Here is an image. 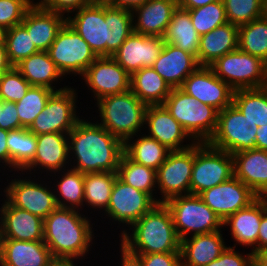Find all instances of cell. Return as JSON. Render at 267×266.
Returning a JSON list of instances; mask_svg holds the SVG:
<instances>
[{
	"instance_id": "cell-28",
	"label": "cell",
	"mask_w": 267,
	"mask_h": 266,
	"mask_svg": "<svg viewBox=\"0 0 267 266\" xmlns=\"http://www.w3.org/2000/svg\"><path fill=\"white\" fill-rule=\"evenodd\" d=\"M52 260L43 241L1 239L0 266H48Z\"/></svg>"
},
{
	"instance_id": "cell-50",
	"label": "cell",
	"mask_w": 267,
	"mask_h": 266,
	"mask_svg": "<svg viewBox=\"0 0 267 266\" xmlns=\"http://www.w3.org/2000/svg\"><path fill=\"white\" fill-rule=\"evenodd\" d=\"M0 128L8 131L22 128L16 103L3 101L2 108L0 109Z\"/></svg>"
},
{
	"instance_id": "cell-64",
	"label": "cell",
	"mask_w": 267,
	"mask_h": 266,
	"mask_svg": "<svg viewBox=\"0 0 267 266\" xmlns=\"http://www.w3.org/2000/svg\"><path fill=\"white\" fill-rule=\"evenodd\" d=\"M5 31L0 27V44L4 41Z\"/></svg>"
},
{
	"instance_id": "cell-54",
	"label": "cell",
	"mask_w": 267,
	"mask_h": 266,
	"mask_svg": "<svg viewBox=\"0 0 267 266\" xmlns=\"http://www.w3.org/2000/svg\"><path fill=\"white\" fill-rule=\"evenodd\" d=\"M267 248V213L262 215L259 235H258V251Z\"/></svg>"
},
{
	"instance_id": "cell-46",
	"label": "cell",
	"mask_w": 267,
	"mask_h": 266,
	"mask_svg": "<svg viewBox=\"0 0 267 266\" xmlns=\"http://www.w3.org/2000/svg\"><path fill=\"white\" fill-rule=\"evenodd\" d=\"M30 86V83L13 66L0 76V99L16 103L24 97Z\"/></svg>"
},
{
	"instance_id": "cell-38",
	"label": "cell",
	"mask_w": 267,
	"mask_h": 266,
	"mask_svg": "<svg viewBox=\"0 0 267 266\" xmlns=\"http://www.w3.org/2000/svg\"><path fill=\"white\" fill-rule=\"evenodd\" d=\"M118 177L135 189L149 194L157 203L159 197H156L157 176L156 170L132 161L125 153L121 156L118 171ZM156 197V198H155Z\"/></svg>"
},
{
	"instance_id": "cell-47",
	"label": "cell",
	"mask_w": 267,
	"mask_h": 266,
	"mask_svg": "<svg viewBox=\"0 0 267 266\" xmlns=\"http://www.w3.org/2000/svg\"><path fill=\"white\" fill-rule=\"evenodd\" d=\"M30 7V0H0V27L5 31L21 24Z\"/></svg>"
},
{
	"instance_id": "cell-18",
	"label": "cell",
	"mask_w": 267,
	"mask_h": 266,
	"mask_svg": "<svg viewBox=\"0 0 267 266\" xmlns=\"http://www.w3.org/2000/svg\"><path fill=\"white\" fill-rule=\"evenodd\" d=\"M164 44L162 37L146 36L133 32L112 57L132 75L144 67H152Z\"/></svg>"
},
{
	"instance_id": "cell-42",
	"label": "cell",
	"mask_w": 267,
	"mask_h": 266,
	"mask_svg": "<svg viewBox=\"0 0 267 266\" xmlns=\"http://www.w3.org/2000/svg\"><path fill=\"white\" fill-rule=\"evenodd\" d=\"M55 91L40 86H30L24 97L16 102L22 128L29 129L35 118L43 111L50 96Z\"/></svg>"
},
{
	"instance_id": "cell-2",
	"label": "cell",
	"mask_w": 267,
	"mask_h": 266,
	"mask_svg": "<svg viewBox=\"0 0 267 266\" xmlns=\"http://www.w3.org/2000/svg\"><path fill=\"white\" fill-rule=\"evenodd\" d=\"M89 218L79 210L57 207L44 219L43 242L53 259L77 262L87 256L95 238Z\"/></svg>"
},
{
	"instance_id": "cell-55",
	"label": "cell",
	"mask_w": 267,
	"mask_h": 266,
	"mask_svg": "<svg viewBox=\"0 0 267 266\" xmlns=\"http://www.w3.org/2000/svg\"><path fill=\"white\" fill-rule=\"evenodd\" d=\"M147 1L148 0H111L109 5L133 11L137 6Z\"/></svg>"
},
{
	"instance_id": "cell-17",
	"label": "cell",
	"mask_w": 267,
	"mask_h": 266,
	"mask_svg": "<svg viewBox=\"0 0 267 266\" xmlns=\"http://www.w3.org/2000/svg\"><path fill=\"white\" fill-rule=\"evenodd\" d=\"M222 221L247 207L257 195L235 176L198 195Z\"/></svg>"
},
{
	"instance_id": "cell-16",
	"label": "cell",
	"mask_w": 267,
	"mask_h": 266,
	"mask_svg": "<svg viewBox=\"0 0 267 266\" xmlns=\"http://www.w3.org/2000/svg\"><path fill=\"white\" fill-rule=\"evenodd\" d=\"M180 88L197 101L211 105L218 111L233 102L234 90L208 66H199L184 80Z\"/></svg>"
},
{
	"instance_id": "cell-19",
	"label": "cell",
	"mask_w": 267,
	"mask_h": 266,
	"mask_svg": "<svg viewBox=\"0 0 267 266\" xmlns=\"http://www.w3.org/2000/svg\"><path fill=\"white\" fill-rule=\"evenodd\" d=\"M73 14V17L71 14L66 17V22L88 43L97 57H106L105 5L89 4Z\"/></svg>"
},
{
	"instance_id": "cell-60",
	"label": "cell",
	"mask_w": 267,
	"mask_h": 266,
	"mask_svg": "<svg viewBox=\"0 0 267 266\" xmlns=\"http://www.w3.org/2000/svg\"><path fill=\"white\" fill-rule=\"evenodd\" d=\"M48 266H78L74 260L53 259Z\"/></svg>"
},
{
	"instance_id": "cell-12",
	"label": "cell",
	"mask_w": 267,
	"mask_h": 266,
	"mask_svg": "<svg viewBox=\"0 0 267 266\" xmlns=\"http://www.w3.org/2000/svg\"><path fill=\"white\" fill-rule=\"evenodd\" d=\"M18 173L20 176H16L18 178L15 177L4 187L5 198L13 206L45 219L58 207L53 186L51 189L49 185L44 183L45 181L38 182L36 179L33 180L31 176L23 177L20 172Z\"/></svg>"
},
{
	"instance_id": "cell-66",
	"label": "cell",
	"mask_w": 267,
	"mask_h": 266,
	"mask_svg": "<svg viewBox=\"0 0 267 266\" xmlns=\"http://www.w3.org/2000/svg\"><path fill=\"white\" fill-rule=\"evenodd\" d=\"M1 239L2 237H1V219H0V252H1Z\"/></svg>"
},
{
	"instance_id": "cell-14",
	"label": "cell",
	"mask_w": 267,
	"mask_h": 266,
	"mask_svg": "<svg viewBox=\"0 0 267 266\" xmlns=\"http://www.w3.org/2000/svg\"><path fill=\"white\" fill-rule=\"evenodd\" d=\"M156 204L149 194L126 184L117 176L104 215L113 219L114 224L118 222L130 228Z\"/></svg>"
},
{
	"instance_id": "cell-9",
	"label": "cell",
	"mask_w": 267,
	"mask_h": 266,
	"mask_svg": "<svg viewBox=\"0 0 267 266\" xmlns=\"http://www.w3.org/2000/svg\"><path fill=\"white\" fill-rule=\"evenodd\" d=\"M257 130L258 127L232 103L218 111L215 133L207 143L229 154L254 149Z\"/></svg>"
},
{
	"instance_id": "cell-48",
	"label": "cell",
	"mask_w": 267,
	"mask_h": 266,
	"mask_svg": "<svg viewBox=\"0 0 267 266\" xmlns=\"http://www.w3.org/2000/svg\"><path fill=\"white\" fill-rule=\"evenodd\" d=\"M235 248V244L234 246H227L217 259L206 266H247L254 259L252 252L244 255L235 251Z\"/></svg>"
},
{
	"instance_id": "cell-51",
	"label": "cell",
	"mask_w": 267,
	"mask_h": 266,
	"mask_svg": "<svg viewBox=\"0 0 267 266\" xmlns=\"http://www.w3.org/2000/svg\"><path fill=\"white\" fill-rule=\"evenodd\" d=\"M89 5L88 0H52L45 8L68 16L81 7ZM67 13V15L65 14Z\"/></svg>"
},
{
	"instance_id": "cell-34",
	"label": "cell",
	"mask_w": 267,
	"mask_h": 266,
	"mask_svg": "<svg viewBox=\"0 0 267 266\" xmlns=\"http://www.w3.org/2000/svg\"><path fill=\"white\" fill-rule=\"evenodd\" d=\"M57 172L60 181L56 180L53 187L57 206L81 211L84 207V173L70 167Z\"/></svg>"
},
{
	"instance_id": "cell-1",
	"label": "cell",
	"mask_w": 267,
	"mask_h": 266,
	"mask_svg": "<svg viewBox=\"0 0 267 266\" xmlns=\"http://www.w3.org/2000/svg\"><path fill=\"white\" fill-rule=\"evenodd\" d=\"M68 143L70 168L84 174L118 171L124 143L97 122L81 118L69 132Z\"/></svg>"
},
{
	"instance_id": "cell-53",
	"label": "cell",
	"mask_w": 267,
	"mask_h": 266,
	"mask_svg": "<svg viewBox=\"0 0 267 266\" xmlns=\"http://www.w3.org/2000/svg\"><path fill=\"white\" fill-rule=\"evenodd\" d=\"M8 130L0 128V163L9 167V150L7 145ZM0 164L1 166H3Z\"/></svg>"
},
{
	"instance_id": "cell-32",
	"label": "cell",
	"mask_w": 267,
	"mask_h": 266,
	"mask_svg": "<svg viewBox=\"0 0 267 266\" xmlns=\"http://www.w3.org/2000/svg\"><path fill=\"white\" fill-rule=\"evenodd\" d=\"M130 90L147 105H162L172 88L153 67H144L131 75Z\"/></svg>"
},
{
	"instance_id": "cell-31",
	"label": "cell",
	"mask_w": 267,
	"mask_h": 266,
	"mask_svg": "<svg viewBox=\"0 0 267 266\" xmlns=\"http://www.w3.org/2000/svg\"><path fill=\"white\" fill-rule=\"evenodd\" d=\"M31 86L46 87L53 91H61L68 86L56 88L55 83L64 79L56 64L51 60L48 51H39L21 60L14 66ZM61 78V79H60ZM54 83V84H53Z\"/></svg>"
},
{
	"instance_id": "cell-57",
	"label": "cell",
	"mask_w": 267,
	"mask_h": 266,
	"mask_svg": "<svg viewBox=\"0 0 267 266\" xmlns=\"http://www.w3.org/2000/svg\"><path fill=\"white\" fill-rule=\"evenodd\" d=\"M255 148L267 151V125L258 127Z\"/></svg>"
},
{
	"instance_id": "cell-35",
	"label": "cell",
	"mask_w": 267,
	"mask_h": 266,
	"mask_svg": "<svg viewBox=\"0 0 267 266\" xmlns=\"http://www.w3.org/2000/svg\"><path fill=\"white\" fill-rule=\"evenodd\" d=\"M134 137L138 138L134 140ZM169 152L164 145L146 133L135 135L124 143V153L132 161L155 170L165 162Z\"/></svg>"
},
{
	"instance_id": "cell-10",
	"label": "cell",
	"mask_w": 267,
	"mask_h": 266,
	"mask_svg": "<svg viewBox=\"0 0 267 266\" xmlns=\"http://www.w3.org/2000/svg\"><path fill=\"white\" fill-rule=\"evenodd\" d=\"M48 53L64 78L70 74L82 77L98 58L88 43L67 22L58 32Z\"/></svg>"
},
{
	"instance_id": "cell-33",
	"label": "cell",
	"mask_w": 267,
	"mask_h": 266,
	"mask_svg": "<svg viewBox=\"0 0 267 266\" xmlns=\"http://www.w3.org/2000/svg\"><path fill=\"white\" fill-rule=\"evenodd\" d=\"M163 40L166 43L191 53L197 58L200 35L196 32L192 24L188 10L180 7L174 10Z\"/></svg>"
},
{
	"instance_id": "cell-7",
	"label": "cell",
	"mask_w": 267,
	"mask_h": 266,
	"mask_svg": "<svg viewBox=\"0 0 267 266\" xmlns=\"http://www.w3.org/2000/svg\"><path fill=\"white\" fill-rule=\"evenodd\" d=\"M209 67L234 91L267 86V63L239 49L223 55Z\"/></svg>"
},
{
	"instance_id": "cell-44",
	"label": "cell",
	"mask_w": 267,
	"mask_h": 266,
	"mask_svg": "<svg viewBox=\"0 0 267 266\" xmlns=\"http://www.w3.org/2000/svg\"><path fill=\"white\" fill-rule=\"evenodd\" d=\"M4 42L8 59L13 66L30 55L39 52L29 33L21 24L5 30Z\"/></svg>"
},
{
	"instance_id": "cell-5",
	"label": "cell",
	"mask_w": 267,
	"mask_h": 266,
	"mask_svg": "<svg viewBox=\"0 0 267 266\" xmlns=\"http://www.w3.org/2000/svg\"><path fill=\"white\" fill-rule=\"evenodd\" d=\"M162 105L195 142H208L215 133L218 110L197 101L180 87L172 88Z\"/></svg>"
},
{
	"instance_id": "cell-25",
	"label": "cell",
	"mask_w": 267,
	"mask_h": 266,
	"mask_svg": "<svg viewBox=\"0 0 267 266\" xmlns=\"http://www.w3.org/2000/svg\"><path fill=\"white\" fill-rule=\"evenodd\" d=\"M265 209L261 201L256 198L247 207L238 210L223 221V226H230L231 237L237 245L252 247L250 251L258 252V235Z\"/></svg>"
},
{
	"instance_id": "cell-13",
	"label": "cell",
	"mask_w": 267,
	"mask_h": 266,
	"mask_svg": "<svg viewBox=\"0 0 267 266\" xmlns=\"http://www.w3.org/2000/svg\"><path fill=\"white\" fill-rule=\"evenodd\" d=\"M194 163V144L180 151H170L165 162L156 170L159 203L175 196L190 194V180Z\"/></svg>"
},
{
	"instance_id": "cell-24",
	"label": "cell",
	"mask_w": 267,
	"mask_h": 266,
	"mask_svg": "<svg viewBox=\"0 0 267 266\" xmlns=\"http://www.w3.org/2000/svg\"><path fill=\"white\" fill-rule=\"evenodd\" d=\"M66 23V16L45 7L31 6L25 13L21 25L29 33L39 51H48L60 29Z\"/></svg>"
},
{
	"instance_id": "cell-29",
	"label": "cell",
	"mask_w": 267,
	"mask_h": 266,
	"mask_svg": "<svg viewBox=\"0 0 267 266\" xmlns=\"http://www.w3.org/2000/svg\"><path fill=\"white\" fill-rule=\"evenodd\" d=\"M234 176L257 196L267 191V151L249 149L232 154Z\"/></svg>"
},
{
	"instance_id": "cell-36",
	"label": "cell",
	"mask_w": 267,
	"mask_h": 266,
	"mask_svg": "<svg viewBox=\"0 0 267 266\" xmlns=\"http://www.w3.org/2000/svg\"><path fill=\"white\" fill-rule=\"evenodd\" d=\"M107 23L106 57L112 56L134 32L133 13L130 10L105 5Z\"/></svg>"
},
{
	"instance_id": "cell-62",
	"label": "cell",
	"mask_w": 267,
	"mask_h": 266,
	"mask_svg": "<svg viewBox=\"0 0 267 266\" xmlns=\"http://www.w3.org/2000/svg\"><path fill=\"white\" fill-rule=\"evenodd\" d=\"M257 198L261 201L264 206L265 212L267 213V191L260 193Z\"/></svg>"
},
{
	"instance_id": "cell-61",
	"label": "cell",
	"mask_w": 267,
	"mask_h": 266,
	"mask_svg": "<svg viewBox=\"0 0 267 266\" xmlns=\"http://www.w3.org/2000/svg\"><path fill=\"white\" fill-rule=\"evenodd\" d=\"M52 0H38V2L35 3L34 0H30L31 6L34 7H46Z\"/></svg>"
},
{
	"instance_id": "cell-63",
	"label": "cell",
	"mask_w": 267,
	"mask_h": 266,
	"mask_svg": "<svg viewBox=\"0 0 267 266\" xmlns=\"http://www.w3.org/2000/svg\"><path fill=\"white\" fill-rule=\"evenodd\" d=\"M89 4L107 5L111 0H88Z\"/></svg>"
},
{
	"instance_id": "cell-30",
	"label": "cell",
	"mask_w": 267,
	"mask_h": 266,
	"mask_svg": "<svg viewBox=\"0 0 267 266\" xmlns=\"http://www.w3.org/2000/svg\"><path fill=\"white\" fill-rule=\"evenodd\" d=\"M239 26L227 22L200 36L197 56L199 66H210L223 55L238 49Z\"/></svg>"
},
{
	"instance_id": "cell-59",
	"label": "cell",
	"mask_w": 267,
	"mask_h": 266,
	"mask_svg": "<svg viewBox=\"0 0 267 266\" xmlns=\"http://www.w3.org/2000/svg\"><path fill=\"white\" fill-rule=\"evenodd\" d=\"M254 260L260 265V266H267V248L259 250L254 255Z\"/></svg>"
},
{
	"instance_id": "cell-56",
	"label": "cell",
	"mask_w": 267,
	"mask_h": 266,
	"mask_svg": "<svg viewBox=\"0 0 267 266\" xmlns=\"http://www.w3.org/2000/svg\"><path fill=\"white\" fill-rule=\"evenodd\" d=\"M219 0H177L178 7L189 10L205 6Z\"/></svg>"
},
{
	"instance_id": "cell-65",
	"label": "cell",
	"mask_w": 267,
	"mask_h": 266,
	"mask_svg": "<svg viewBox=\"0 0 267 266\" xmlns=\"http://www.w3.org/2000/svg\"><path fill=\"white\" fill-rule=\"evenodd\" d=\"M247 266H260L254 259Z\"/></svg>"
},
{
	"instance_id": "cell-3",
	"label": "cell",
	"mask_w": 267,
	"mask_h": 266,
	"mask_svg": "<svg viewBox=\"0 0 267 266\" xmlns=\"http://www.w3.org/2000/svg\"><path fill=\"white\" fill-rule=\"evenodd\" d=\"M120 233V243L134 254L180 252L181 240L165 203H157L129 229Z\"/></svg>"
},
{
	"instance_id": "cell-8",
	"label": "cell",
	"mask_w": 267,
	"mask_h": 266,
	"mask_svg": "<svg viewBox=\"0 0 267 266\" xmlns=\"http://www.w3.org/2000/svg\"><path fill=\"white\" fill-rule=\"evenodd\" d=\"M233 176L232 154L216 149L207 142L194 143L190 194L199 195Z\"/></svg>"
},
{
	"instance_id": "cell-6",
	"label": "cell",
	"mask_w": 267,
	"mask_h": 266,
	"mask_svg": "<svg viewBox=\"0 0 267 266\" xmlns=\"http://www.w3.org/2000/svg\"><path fill=\"white\" fill-rule=\"evenodd\" d=\"M165 204L172 214L180 240L190 234H207L223 228L220 217L198 195L175 196L168 199Z\"/></svg>"
},
{
	"instance_id": "cell-43",
	"label": "cell",
	"mask_w": 267,
	"mask_h": 266,
	"mask_svg": "<svg viewBox=\"0 0 267 266\" xmlns=\"http://www.w3.org/2000/svg\"><path fill=\"white\" fill-rule=\"evenodd\" d=\"M227 21L237 26L267 14V0H222Z\"/></svg>"
},
{
	"instance_id": "cell-67",
	"label": "cell",
	"mask_w": 267,
	"mask_h": 266,
	"mask_svg": "<svg viewBox=\"0 0 267 266\" xmlns=\"http://www.w3.org/2000/svg\"><path fill=\"white\" fill-rule=\"evenodd\" d=\"M3 100L0 99V109L2 108Z\"/></svg>"
},
{
	"instance_id": "cell-22",
	"label": "cell",
	"mask_w": 267,
	"mask_h": 266,
	"mask_svg": "<svg viewBox=\"0 0 267 266\" xmlns=\"http://www.w3.org/2000/svg\"><path fill=\"white\" fill-rule=\"evenodd\" d=\"M0 207L2 239L43 241L44 219L13 206L6 198Z\"/></svg>"
},
{
	"instance_id": "cell-21",
	"label": "cell",
	"mask_w": 267,
	"mask_h": 266,
	"mask_svg": "<svg viewBox=\"0 0 267 266\" xmlns=\"http://www.w3.org/2000/svg\"><path fill=\"white\" fill-rule=\"evenodd\" d=\"M37 149L34 160L21 172L24 176L29 172V176L33 175L32 170H44L47 173L55 175L57 171L69 168V143L68 134L48 133L36 135ZM68 160V161H67ZM68 164V165H67ZM67 165V167H66ZM32 169V170H31ZM25 172V173H23Z\"/></svg>"
},
{
	"instance_id": "cell-26",
	"label": "cell",
	"mask_w": 267,
	"mask_h": 266,
	"mask_svg": "<svg viewBox=\"0 0 267 266\" xmlns=\"http://www.w3.org/2000/svg\"><path fill=\"white\" fill-rule=\"evenodd\" d=\"M152 67L171 88H179L199 64L191 53L165 42Z\"/></svg>"
},
{
	"instance_id": "cell-20",
	"label": "cell",
	"mask_w": 267,
	"mask_h": 266,
	"mask_svg": "<svg viewBox=\"0 0 267 266\" xmlns=\"http://www.w3.org/2000/svg\"><path fill=\"white\" fill-rule=\"evenodd\" d=\"M144 127L149 131L147 136L156 139L170 151L185 150L195 143L163 105H148ZM187 139L191 143L185 145L183 142Z\"/></svg>"
},
{
	"instance_id": "cell-49",
	"label": "cell",
	"mask_w": 267,
	"mask_h": 266,
	"mask_svg": "<svg viewBox=\"0 0 267 266\" xmlns=\"http://www.w3.org/2000/svg\"><path fill=\"white\" fill-rule=\"evenodd\" d=\"M143 266H182L180 252L137 254Z\"/></svg>"
},
{
	"instance_id": "cell-11",
	"label": "cell",
	"mask_w": 267,
	"mask_h": 266,
	"mask_svg": "<svg viewBox=\"0 0 267 266\" xmlns=\"http://www.w3.org/2000/svg\"><path fill=\"white\" fill-rule=\"evenodd\" d=\"M76 89L70 86L61 91H55L48 99L43 111L35 118L29 131L35 135L69 132L80 120L77 116L78 101Z\"/></svg>"
},
{
	"instance_id": "cell-37",
	"label": "cell",
	"mask_w": 267,
	"mask_h": 266,
	"mask_svg": "<svg viewBox=\"0 0 267 266\" xmlns=\"http://www.w3.org/2000/svg\"><path fill=\"white\" fill-rule=\"evenodd\" d=\"M7 145L11 168L9 171L22 172L34 160L37 149L36 135L27 128L10 130Z\"/></svg>"
},
{
	"instance_id": "cell-45",
	"label": "cell",
	"mask_w": 267,
	"mask_h": 266,
	"mask_svg": "<svg viewBox=\"0 0 267 266\" xmlns=\"http://www.w3.org/2000/svg\"><path fill=\"white\" fill-rule=\"evenodd\" d=\"M188 11L192 24L200 36L228 22L222 0Z\"/></svg>"
},
{
	"instance_id": "cell-41",
	"label": "cell",
	"mask_w": 267,
	"mask_h": 266,
	"mask_svg": "<svg viewBox=\"0 0 267 266\" xmlns=\"http://www.w3.org/2000/svg\"><path fill=\"white\" fill-rule=\"evenodd\" d=\"M238 49L267 63V14L239 26Z\"/></svg>"
},
{
	"instance_id": "cell-40",
	"label": "cell",
	"mask_w": 267,
	"mask_h": 266,
	"mask_svg": "<svg viewBox=\"0 0 267 266\" xmlns=\"http://www.w3.org/2000/svg\"><path fill=\"white\" fill-rule=\"evenodd\" d=\"M117 172H99L84 174V206L105 212L108 208L111 192Z\"/></svg>"
},
{
	"instance_id": "cell-23",
	"label": "cell",
	"mask_w": 267,
	"mask_h": 266,
	"mask_svg": "<svg viewBox=\"0 0 267 266\" xmlns=\"http://www.w3.org/2000/svg\"><path fill=\"white\" fill-rule=\"evenodd\" d=\"M177 7V0H148L137 6L132 11L134 32L163 38Z\"/></svg>"
},
{
	"instance_id": "cell-39",
	"label": "cell",
	"mask_w": 267,
	"mask_h": 266,
	"mask_svg": "<svg viewBox=\"0 0 267 266\" xmlns=\"http://www.w3.org/2000/svg\"><path fill=\"white\" fill-rule=\"evenodd\" d=\"M232 103L257 127L267 125V86L236 90Z\"/></svg>"
},
{
	"instance_id": "cell-58",
	"label": "cell",
	"mask_w": 267,
	"mask_h": 266,
	"mask_svg": "<svg viewBox=\"0 0 267 266\" xmlns=\"http://www.w3.org/2000/svg\"><path fill=\"white\" fill-rule=\"evenodd\" d=\"M13 67V65L10 63L6 51V45L5 42L3 41L0 44V76L10 70Z\"/></svg>"
},
{
	"instance_id": "cell-27",
	"label": "cell",
	"mask_w": 267,
	"mask_h": 266,
	"mask_svg": "<svg viewBox=\"0 0 267 266\" xmlns=\"http://www.w3.org/2000/svg\"><path fill=\"white\" fill-rule=\"evenodd\" d=\"M222 231L197 234L181 240L182 266H206L217 259L227 246Z\"/></svg>"
},
{
	"instance_id": "cell-15",
	"label": "cell",
	"mask_w": 267,
	"mask_h": 266,
	"mask_svg": "<svg viewBox=\"0 0 267 266\" xmlns=\"http://www.w3.org/2000/svg\"><path fill=\"white\" fill-rule=\"evenodd\" d=\"M82 79L94 94V100L130 90L131 75L112 56L98 57L85 71Z\"/></svg>"
},
{
	"instance_id": "cell-52",
	"label": "cell",
	"mask_w": 267,
	"mask_h": 266,
	"mask_svg": "<svg viewBox=\"0 0 267 266\" xmlns=\"http://www.w3.org/2000/svg\"><path fill=\"white\" fill-rule=\"evenodd\" d=\"M120 244L121 249V262L122 266H143L141 258L132 252H130L124 245Z\"/></svg>"
},
{
	"instance_id": "cell-4",
	"label": "cell",
	"mask_w": 267,
	"mask_h": 266,
	"mask_svg": "<svg viewBox=\"0 0 267 266\" xmlns=\"http://www.w3.org/2000/svg\"><path fill=\"white\" fill-rule=\"evenodd\" d=\"M101 122L96 121L108 132L125 143L140 134L145 125L148 105L143 103L131 90L105 96L96 101ZM142 128V129H141Z\"/></svg>"
}]
</instances>
